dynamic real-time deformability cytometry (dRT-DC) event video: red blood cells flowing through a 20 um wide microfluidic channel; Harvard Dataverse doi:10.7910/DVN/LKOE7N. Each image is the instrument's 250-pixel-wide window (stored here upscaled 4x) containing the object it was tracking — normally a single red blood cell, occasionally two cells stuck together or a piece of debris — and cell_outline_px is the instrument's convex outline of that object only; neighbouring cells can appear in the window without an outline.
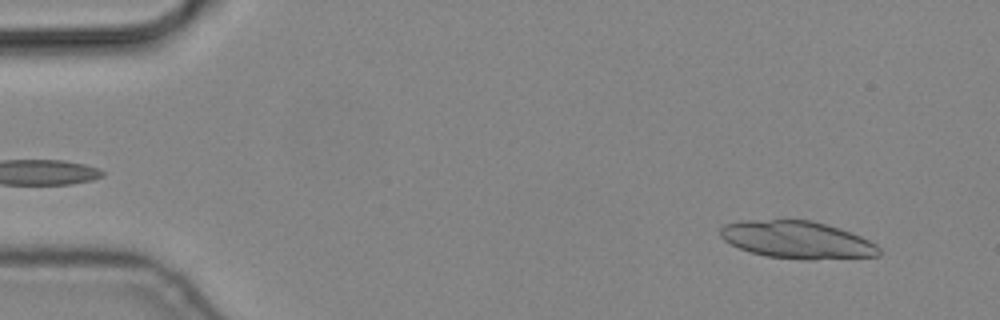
{"species": "common noctule bat (a hibernating species)", "species_latin": "Nyctalus noctula", "temperature_condition": "cold", "stored_images_in_passage": 5, "camera_frame_rate_fps": 3000, "um_per_image_px": 0.085, "animal": {"sex": "male", "body_mass_g": 19.2, "forearm_length_mm": 51.8}, "frame": {"image": 1, "passage_image": 1, "time_ms": 0.0, "image_size_px": [1000, 320], "cell_outline_px": [[880, 256], [812, 260], [808, 260], [768, 256], [752, 252], [740, 248], [724, 240], [720, 236], [720, 228], [724, 224], [740, 220], [812, 220], [840, 228], [860, 236], [876, 244], [880, 248]], "centroid_in_image_um": [67.77, 20.38], "position_along_channel_um": 17.2, "area_um2": 34.62}}
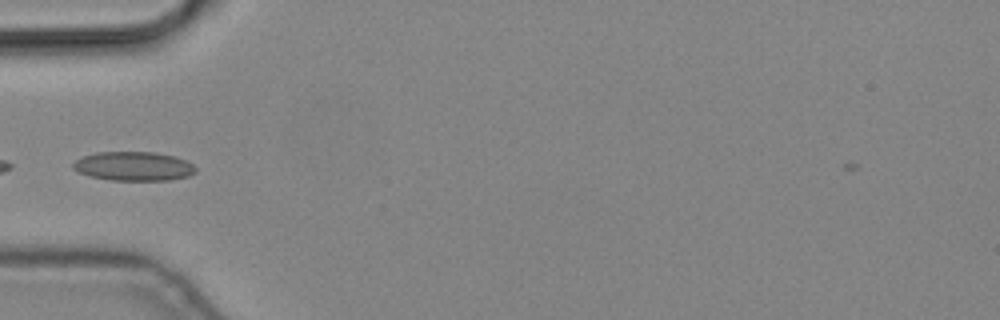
{"frame": {"image": 2, "passage_image": 5, "time_ms": 1.333, "image_size_px": [1000, 320], "cell_outline_px": [[196, 172], [188, 176], [168, 180], [112, 180], [88, 176], [72, 168], [72, 164], [76, 160], [84, 156], [96, 152], [152, 152], [172, 156], [184, 160], [192, 164], [196, 168]], "centroid_in_image_um": [11.33, 14.13], "position_along_channel_um": 73.7, "area_um2": 20.58}}